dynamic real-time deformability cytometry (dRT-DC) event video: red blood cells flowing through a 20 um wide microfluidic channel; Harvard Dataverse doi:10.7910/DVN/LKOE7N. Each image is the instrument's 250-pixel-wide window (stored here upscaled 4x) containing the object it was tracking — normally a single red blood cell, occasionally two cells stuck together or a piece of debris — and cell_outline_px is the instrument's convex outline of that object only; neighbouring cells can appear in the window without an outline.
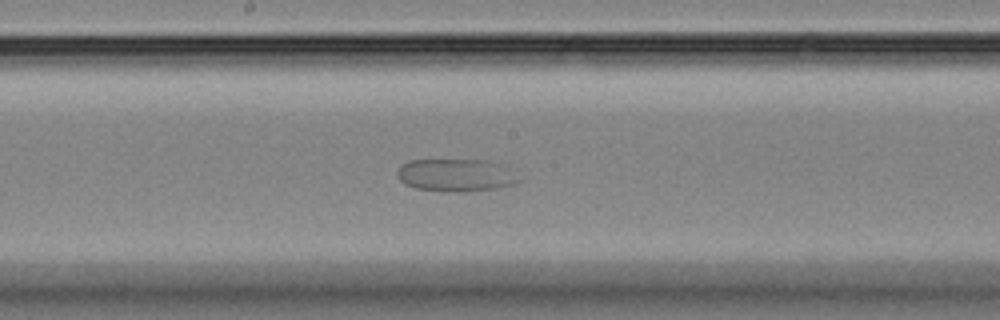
{"species": "Egyptian fruit bat (a non-hibernating species)", "species_latin": "Rousettus aegyptiacus", "temperature_condition": "room temperature", "stored_images_in_passage": 56, "camera_frame_rate_fps": 3000, "um_per_image_px": 0.085, "animal": {"sex": "female"}, "frame": {"image": 1, "passage_image": 30, "time_ms": 9.667, "image_size_px": [1000, 320], "cell_outline_px": [[520, 180], [512, 184], [496, 188], [468, 192], [460, 192], [416, 188], [404, 184], [396, 176], [396, 172], [404, 164], [412, 160], [484, 160], [504, 164]], "centroid_in_image_um": [38.74, 14.89], "position_along_channel_um": 209.5, "area_um2": 22.89}}
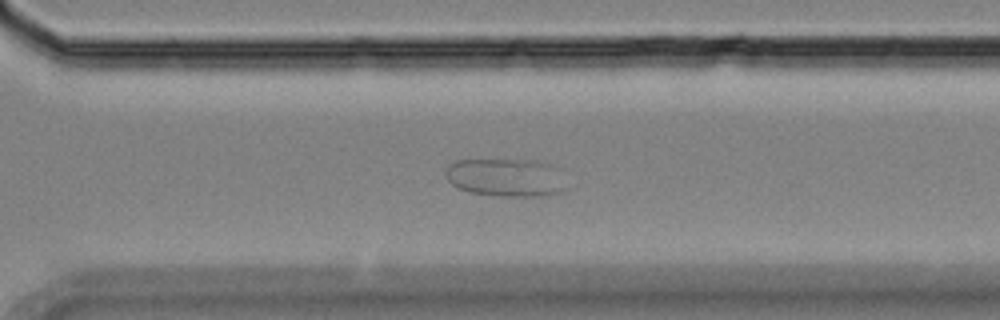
{"frame": {"image": 2, "passage_image": 40, "time_ms": 13.0, "image_size_px": [1000, 320], "cell_outline_px": [[568, 188], [560, 192], [544, 196], [500, 196], [468, 192], [456, 188], [448, 180], [448, 168], [456, 160], [536, 160], [552, 164]], "centroid_in_image_um": [43.02, 15.1], "position_along_channel_um": 327.6, "area_um2": 26.65}}
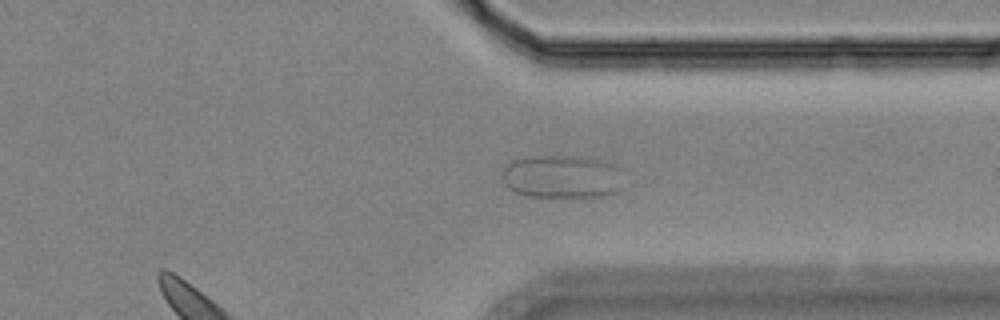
{"frame": {"image": 3, "passage_image": 43, "time_ms": 14.0, "image_size_px": [1000, 320], "cell_outline_px": [[624, 188], [616, 192], [604, 196], [524, 196], [508, 188], [504, 184], [504, 164], [512, 160], [524, 156], [580, 156], [600, 160], [616, 168]], "centroid_in_image_um": [47.71, 15.01], "position_along_channel_um": 363.7, "area_um2": 30.4}}